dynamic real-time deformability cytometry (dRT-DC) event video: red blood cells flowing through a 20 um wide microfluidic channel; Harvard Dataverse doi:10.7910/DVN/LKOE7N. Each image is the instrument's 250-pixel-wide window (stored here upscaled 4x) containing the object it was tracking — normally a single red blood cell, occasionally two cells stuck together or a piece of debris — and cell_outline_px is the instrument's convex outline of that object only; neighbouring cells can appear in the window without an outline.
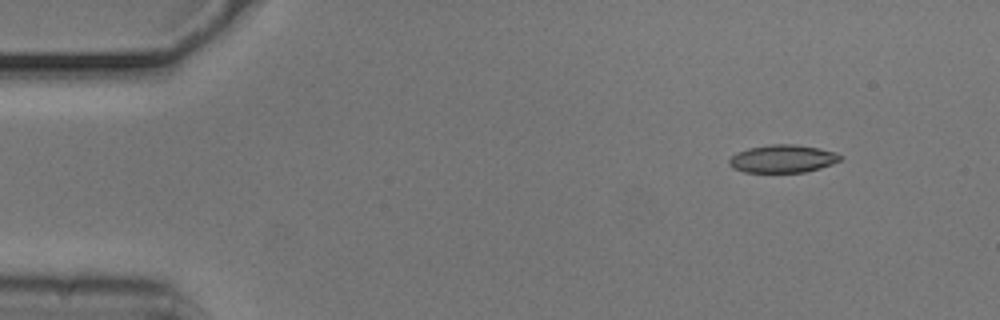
{"species": "common noctule bat (a hibernating species)", "species_latin": "Nyctalus noctula", "temperature_condition": "cold", "stored_images_in_passage": 5, "camera_frame_rate_fps": 3000, "um_per_image_px": 0.085, "animal": {"sex": "male", "body_mass_g": 20.5, "forearm_length_mm": 52.5}, "frame": {"image": 1, "passage_image": 2, "time_ms": 0.333, "image_size_px": [1000, 320], "cell_outline_px": [[844, 156], [840, 160], [832, 164], [820, 168], [804, 172], [744, 172], [732, 168], [728, 164], [728, 160], [736, 152], [748, 148], [768, 144], [796, 144], [820, 148], [836, 152]], "centroid_in_image_um": [66.53, 13.48], "position_along_channel_um": 18.5, "area_um2": 18.26}}
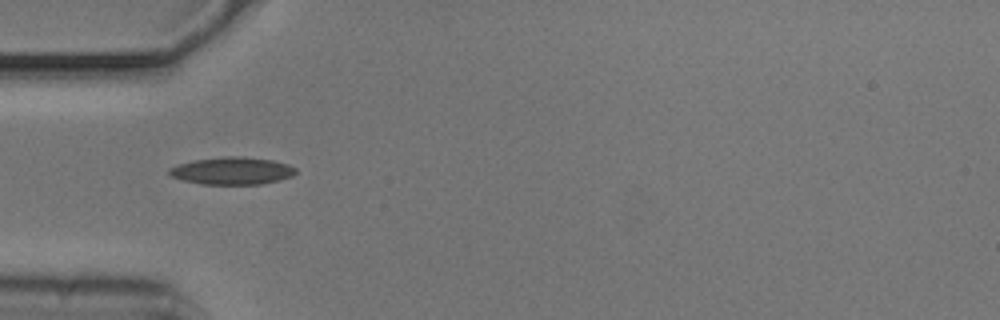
{"frame": {"image": 2, "passage_image": 5, "time_ms": 1.333, "image_size_px": [1000, 320], "cell_outline_px": [[296, 172], [292, 176], [260, 184], [200, 184], [184, 180], [172, 176], [168, 172], [168, 168], [180, 164], [196, 160], [224, 156], [244, 156], [272, 160], [288, 164], [296, 168]], "centroid_in_image_um": [19.74, 14.51], "position_along_channel_um": 65.3, "area_um2": 20.0}}